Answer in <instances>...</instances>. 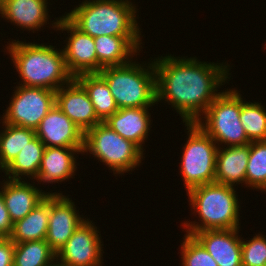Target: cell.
I'll return each instance as SVG.
<instances>
[{
	"label": "cell",
	"instance_id": "32",
	"mask_svg": "<svg viewBox=\"0 0 266 266\" xmlns=\"http://www.w3.org/2000/svg\"><path fill=\"white\" fill-rule=\"evenodd\" d=\"M14 249L10 238H0V266H13Z\"/></svg>",
	"mask_w": 266,
	"mask_h": 266
},
{
	"label": "cell",
	"instance_id": "19",
	"mask_svg": "<svg viewBox=\"0 0 266 266\" xmlns=\"http://www.w3.org/2000/svg\"><path fill=\"white\" fill-rule=\"evenodd\" d=\"M220 148V149H219ZM218 147L215 169V183L233 186L246 184V168L250 153V144Z\"/></svg>",
	"mask_w": 266,
	"mask_h": 266
},
{
	"label": "cell",
	"instance_id": "22",
	"mask_svg": "<svg viewBox=\"0 0 266 266\" xmlns=\"http://www.w3.org/2000/svg\"><path fill=\"white\" fill-rule=\"evenodd\" d=\"M49 221V194L23 219L13 223L12 235L14 243L44 240L47 235Z\"/></svg>",
	"mask_w": 266,
	"mask_h": 266
},
{
	"label": "cell",
	"instance_id": "25",
	"mask_svg": "<svg viewBox=\"0 0 266 266\" xmlns=\"http://www.w3.org/2000/svg\"><path fill=\"white\" fill-rule=\"evenodd\" d=\"M0 132V169L4 170L32 139L36 130L4 123Z\"/></svg>",
	"mask_w": 266,
	"mask_h": 266
},
{
	"label": "cell",
	"instance_id": "4",
	"mask_svg": "<svg viewBox=\"0 0 266 266\" xmlns=\"http://www.w3.org/2000/svg\"><path fill=\"white\" fill-rule=\"evenodd\" d=\"M187 193L192 209L202 219L199 220L202 224L184 222L188 235L205 230L240 228L239 201L233 186L214 182L196 186Z\"/></svg>",
	"mask_w": 266,
	"mask_h": 266
},
{
	"label": "cell",
	"instance_id": "5",
	"mask_svg": "<svg viewBox=\"0 0 266 266\" xmlns=\"http://www.w3.org/2000/svg\"><path fill=\"white\" fill-rule=\"evenodd\" d=\"M135 62L103 68L105 79L117 106L121 108L151 107L156 102V74L153 61L147 69Z\"/></svg>",
	"mask_w": 266,
	"mask_h": 266
},
{
	"label": "cell",
	"instance_id": "1",
	"mask_svg": "<svg viewBox=\"0 0 266 266\" xmlns=\"http://www.w3.org/2000/svg\"><path fill=\"white\" fill-rule=\"evenodd\" d=\"M153 61L156 102H170L185 123L197 122L203 116L221 93L216 89L229 78L228 65L223 63L220 66L199 62L195 57L178 59L171 55Z\"/></svg>",
	"mask_w": 266,
	"mask_h": 266
},
{
	"label": "cell",
	"instance_id": "9",
	"mask_svg": "<svg viewBox=\"0 0 266 266\" xmlns=\"http://www.w3.org/2000/svg\"><path fill=\"white\" fill-rule=\"evenodd\" d=\"M3 123L36 130L56 101V91L37 87H16Z\"/></svg>",
	"mask_w": 266,
	"mask_h": 266
},
{
	"label": "cell",
	"instance_id": "20",
	"mask_svg": "<svg viewBox=\"0 0 266 266\" xmlns=\"http://www.w3.org/2000/svg\"><path fill=\"white\" fill-rule=\"evenodd\" d=\"M47 0H0L2 18L28 30H38L48 21Z\"/></svg>",
	"mask_w": 266,
	"mask_h": 266
},
{
	"label": "cell",
	"instance_id": "12",
	"mask_svg": "<svg viewBox=\"0 0 266 266\" xmlns=\"http://www.w3.org/2000/svg\"><path fill=\"white\" fill-rule=\"evenodd\" d=\"M69 199L61 193H49V221L45 241L56 253L85 221Z\"/></svg>",
	"mask_w": 266,
	"mask_h": 266
},
{
	"label": "cell",
	"instance_id": "7",
	"mask_svg": "<svg viewBox=\"0 0 266 266\" xmlns=\"http://www.w3.org/2000/svg\"><path fill=\"white\" fill-rule=\"evenodd\" d=\"M241 95L237 90L221 92L196 122L217 144L228 146L250 144L240 121Z\"/></svg>",
	"mask_w": 266,
	"mask_h": 266
},
{
	"label": "cell",
	"instance_id": "24",
	"mask_svg": "<svg viewBox=\"0 0 266 266\" xmlns=\"http://www.w3.org/2000/svg\"><path fill=\"white\" fill-rule=\"evenodd\" d=\"M45 148L37 136L32 139L3 170L7 179L20 180L19 175L37 178Z\"/></svg>",
	"mask_w": 266,
	"mask_h": 266
},
{
	"label": "cell",
	"instance_id": "17",
	"mask_svg": "<svg viewBox=\"0 0 266 266\" xmlns=\"http://www.w3.org/2000/svg\"><path fill=\"white\" fill-rule=\"evenodd\" d=\"M0 191L13 223L23 219L49 194L21 180H7Z\"/></svg>",
	"mask_w": 266,
	"mask_h": 266
},
{
	"label": "cell",
	"instance_id": "31",
	"mask_svg": "<svg viewBox=\"0 0 266 266\" xmlns=\"http://www.w3.org/2000/svg\"><path fill=\"white\" fill-rule=\"evenodd\" d=\"M13 222L6 208L5 200L0 192V238H9L12 235Z\"/></svg>",
	"mask_w": 266,
	"mask_h": 266
},
{
	"label": "cell",
	"instance_id": "13",
	"mask_svg": "<svg viewBox=\"0 0 266 266\" xmlns=\"http://www.w3.org/2000/svg\"><path fill=\"white\" fill-rule=\"evenodd\" d=\"M45 147L84 148V132L56 105L36 129Z\"/></svg>",
	"mask_w": 266,
	"mask_h": 266
},
{
	"label": "cell",
	"instance_id": "15",
	"mask_svg": "<svg viewBox=\"0 0 266 266\" xmlns=\"http://www.w3.org/2000/svg\"><path fill=\"white\" fill-rule=\"evenodd\" d=\"M238 229L195 232L193 236L204 246L219 266H242L241 238Z\"/></svg>",
	"mask_w": 266,
	"mask_h": 266
},
{
	"label": "cell",
	"instance_id": "18",
	"mask_svg": "<svg viewBox=\"0 0 266 266\" xmlns=\"http://www.w3.org/2000/svg\"><path fill=\"white\" fill-rule=\"evenodd\" d=\"M99 72L105 67L122 66L130 63L141 43L140 36L102 35L94 38Z\"/></svg>",
	"mask_w": 266,
	"mask_h": 266
},
{
	"label": "cell",
	"instance_id": "29",
	"mask_svg": "<svg viewBox=\"0 0 266 266\" xmlns=\"http://www.w3.org/2000/svg\"><path fill=\"white\" fill-rule=\"evenodd\" d=\"M183 266H219L204 246L193 236L185 234L181 244Z\"/></svg>",
	"mask_w": 266,
	"mask_h": 266
},
{
	"label": "cell",
	"instance_id": "3",
	"mask_svg": "<svg viewBox=\"0 0 266 266\" xmlns=\"http://www.w3.org/2000/svg\"><path fill=\"white\" fill-rule=\"evenodd\" d=\"M135 7L128 0H86L66 17L93 38L102 35L140 36Z\"/></svg>",
	"mask_w": 266,
	"mask_h": 266
},
{
	"label": "cell",
	"instance_id": "6",
	"mask_svg": "<svg viewBox=\"0 0 266 266\" xmlns=\"http://www.w3.org/2000/svg\"><path fill=\"white\" fill-rule=\"evenodd\" d=\"M85 151L117 174L134 169L143 159V151L136 144L124 139L104 122L84 133L83 153Z\"/></svg>",
	"mask_w": 266,
	"mask_h": 266
},
{
	"label": "cell",
	"instance_id": "11",
	"mask_svg": "<svg viewBox=\"0 0 266 266\" xmlns=\"http://www.w3.org/2000/svg\"><path fill=\"white\" fill-rule=\"evenodd\" d=\"M92 224L88 219L82 222L56 253L55 261L61 259L60 261L70 266H102L103 244H101L97 227Z\"/></svg>",
	"mask_w": 266,
	"mask_h": 266
},
{
	"label": "cell",
	"instance_id": "27",
	"mask_svg": "<svg viewBox=\"0 0 266 266\" xmlns=\"http://www.w3.org/2000/svg\"><path fill=\"white\" fill-rule=\"evenodd\" d=\"M240 121L250 141H266V111L261 103L245 102L241 98Z\"/></svg>",
	"mask_w": 266,
	"mask_h": 266
},
{
	"label": "cell",
	"instance_id": "16",
	"mask_svg": "<svg viewBox=\"0 0 266 266\" xmlns=\"http://www.w3.org/2000/svg\"><path fill=\"white\" fill-rule=\"evenodd\" d=\"M149 107L118 109L104 123L124 139L132 141L143 151V143L150 130Z\"/></svg>",
	"mask_w": 266,
	"mask_h": 266
},
{
	"label": "cell",
	"instance_id": "30",
	"mask_svg": "<svg viewBox=\"0 0 266 266\" xmlns=\"http://www.w3.org/2000/svg\"><path fill=\"white\" fill-rule=\"evenodd\" d=\"M242 266H266V239L256 235L248 242L241 240Z\"/></svg>",
	"mask_w": 266,
	"mask_h": 266
},
{
	"label": "cell",
	"instance_id": "28",
	"mask_svg": "<svg viewBox=\"0 0 266 266\" xmlns=\"http://www.w3.org/2000/svg\"><path fill=\"white\" fill-rule=\"evenodd\" d=\"M246 185L266 192V141H251Z\"/></svg>",
	"mask_w": 266,
	"mask_h": 266
},
{
	"label": "cell",
	"instance_id": "21",
	"mask_svg": "<svg viewBox=\"0 0 266 266\" xmlns=\"http://www.w3.org/2000/svg\"><path fill=\"white\" fill-rule=\"evenodd\" d=\"M74 152L83 153V148L46 147L36 180L58 183L72 177L77 168Z\"/></svg>",
	"mask_w": 266,
	"mask_h": 266
},
{
	"label": "cell",
	"instance_id": "14",
	"mask_svg": "<svg viewBox=\"0 0 266 266\" xmlns=\"http://www.w3.org/2000/svg\"><path fill=\"white\" fill-rule=\"evenodd\" d=\"M55 103L84 133L101 123L86 90L75 78L56 91Z\"/></svg>",
	"mask_w": 266,
	"mask_h": 266
},
{
	"label": "cell",
	"instance_id": "2",
	"mask_svg": "<svg viewBox=\"0 0 266 266\" xmlns=\"http://www.w3.org/2000/svg\"><path fill=\"white\" fill-rule=\"evenodd\" d=\"M14 41L6 49L24 82L19 85L57 91L74 78L66 67L63 50L59 52L51 45Z\"/></svg>",
	"mask_w": 266,
	"mask_h": 266
},
{
	"label": "cell",
	"instance_id": "26",
	"mask_svg": "<svg viewBox=\"0 0 266 266\" xmlns=\"http://www.w3.org/2000/svg\"><path fill=\"white\" fill-rule=\"evenodd\" d=\"M55 258L45 239L15 243L13 266H47Z\"/></svg>",
	"mask_w": 266,
	"mask_h": 266
},
{
	"label": "cell",
	"instance_id": "10",
	"mask_svg": "<svg viewBox=\"0 0 266 266\" xmlns=\"http://www.w3.org/2000/svg\"><path fill=\"white\" fill-rule=\"evenodd\" d=\"M54 24V25H53ZM52 24L59 30L70 31L67 44L63 49L68 72L75 78L85 73H99L94 38L83 33L66 16Z\"/></svg>",
	"mask_w": 266,
	"mask_h": 266
},
{
	"label": "cell",
	"instance_id": "23",
	"mask_svg": "<svg viewBox=\"0 0 266 266\" xmlns=\"http://www.w3.org/2000/svg\"><path fill=\"white\" fill-rule=\"evenodd\" d=\"M75 79L86 90L95 114L101 122H105L119 109L108 84L99 73H85L76 76Z\"/></svg>",
	"mask_w": 266,
	"mask_h": 266
},
{
	"label": "cell",
	"instance_id": "8",
	"mask_svg": "<svg viewBox=\"0 0 266 266\" xmlns=\"http://www.w3.org/2000/svg\"><path fill=\"white\" fill-rule=\"evenodd\" d=\"M189 133L181 160V174L186 191L215 182L216 142L196 123H185ZM215 143V144H214Z\"/></svg>",
	"mask_w": 266,
	"mask_h": 266
},
{
	"label": "cell",
	"instance_id": "33",
	"mask_svg": "<svg viewBox=\"0 0 266 266\" xmlns=\"http://www.w3.org/2000/svg\"><path fill=\"white\" fill-rule=\"evenodd\" d=\"M59 262H61V263H59ZM59 262L55 263L54 259H53V261H51L47 266H70L67 263L63 262V261H59Z\"/></svg>",
	"mask_w": 266,
	"mask_h": 266
}]
</instances>
